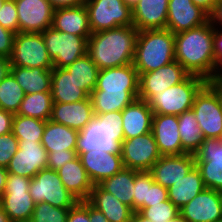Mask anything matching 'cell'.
<instances>
[{
    "label": "cell",
    "mask_w": 222,
    "mask_h": 222,
    "mask_svg": "<svg viewBox=\"0 0 222 222\" xmlns=\"http://www.w3.org/2000/svg\"><path fill=\"white\" fill-rule=\"evenodd\" d=\"M138 94L139 74L133 64L100 70L90 94L94 114L122 111Z\"/></svg>",
    "instance_id": "6da1fadb"
},
{
    "label": "cell",
    "mask_w": 222,
    "mask_h": 222,
    "mask_svg": "<svg viewBox=\"0 0 222 222\" xmlns=\"http://www.w3.org/2000/svg\"><path fill=\"white\" fill-rule=\"evenodd\" d=\"M175 35V60L190 74L214 81V25L202 26Z\"/></svg>",
    "instance_id": "7a4b0ae2"
},
{
    "label": "cell",
    "mask_w": 222,
    "mask_h": 222,
    "mask_svg": "<svg viewBox=\"0 0 222 222\" xmlns=\"http://www.w3.org/2000/svg\"><path fill=\"white\" fill-rule=\"evenodd\" d=\"M138 33L134 25L94 32L87 54L100 70L133 64Z\"/></svg>",
    "instance_id": "3957f363"
},
{
    "label": "cell",
    "mask_w": 222,
    "mask_h": 222,
    "mask_svg": "<svg viewBox=\"0 0 222 222\" xmlns=\"http://www.w3.org/2000/svg\"><path fill=\"white\" fill-rule=\"evenodd\" d=\"M175 60V35L168 29L138 33L133 65L138 74L152 72Z\"/></svg>",
    "instance_id": "277c9868"
},
{
    "label": "cell",
    "mask_w": 222,
    "mask_h": 222,
    "mask_svg": "<svg viewBox=\"0 0 222 222\" xmlns=\"http://www.w3.org/2000/svg\"><path fill=\"white\" fill-rule=\"evenodd\" d=\"M207 83L197 75H189L181 83L153 95L147 102L154 114L176 115L192 109L195 95Z\"/></svg>",
    "instance_id": "5b68a950"
},
{
    "label": "cell",
    "mask_w": 222,
    "mask_h": 222,
    "mask_svg": "<svg viewBox=\"0 0 222 222\" xmlns=\"http://www.w3.org/2000/svg\"><path fill=\"white\" fill-rule=\"evenodd\" d=\"M192 110L205 138H222V94L207 82L195 95Z\"/></svg>",
    "instance_id": "8992f818"
},
{
    "label": "cell",
    "mask_w": 222,
    "mask_h": 222,
    "mask_svg": "<svg viewBox=\"0 0 222 222\" xmlns=\"http://www.w3.org/2000/svg\"><path fill=\"white\" fill-rule=\"evenodd\" d=\"M29 193L36 204L46 202L59 208H71L79 201L65 188L58 172L50 168L42 169L31 179Z\"/></svg>",
    "instance_id": "52a82bcc"
},
{
    "label": "cell",
    "mask_w": 222,
    "mask_h": 222,
    "mask_svg": "<svg viewBox=\"0 0 222 222\" xmlns=\"http://www.w3.org/2000/svg\"><path fill=\"white\" fill-rule=\"evenodd\" d=\"M31 179L8 173L6 188L0 199L11 222H30L36 203L30 193Z\"/></svg>",
    "instance_id": "ba28073f"
},
{
    "label": "cell",
    "mask_w": 222,
    "mask_h": 222,
    "mask_svg": "<svg viewBox=\"0 0 222 222\" xmlns=\"http://www.w3.org/2000/svg\"><path fill=\"white\" fill-rule=\"evenodd\" d=\"M92 33L133 25L132 9L123 0H85Z\"/></svg>",
    "instance_id": "9c48e42d"
},
{
    "label": "cell",
    "mask_w": 222,
    "mask_h": 222,
    "mask_svg": "<svg viewBox=\"0 0 222 222\" xmlns=\"http://www.w3.org/2000/svg\"><path fill=\"white\" fill-rule=\"evenodd\" d=\"M42 37L53 67L65 68L87 53L85 37L60 32L53 27L44 30Z\"/></svg>",
    "instance_id": "30bf717a"
},
{
    "label": "cell",
    "mask_w": 222,
    "mask_h": 222,
    "mask_svg": "<svg viewBox=\"0 0 222 222\" xmlns=\"http://www.w3.org/2000/svg\"><path fill=\"white\" fill-rule=\"evenodd\" d=\"M11 66L23 68L53 69V61L49 57L42 33H21L15 35Z\"/></svg>",
    "instance_id": "8fae6325"
},
{
    "label": "cell",
    "mask_w": 222,
    "mask_h": 222,
    "mask_svg": "<svg viewBox=\"0 0 222 222\" xmlns=\"http://www.w3.org/2000/svg\"><path fill=\"white\" fill-rule=\"evenodd\" d=\"M120 153L123 166L138 171H149L162 156L152 131L122 140Z\"/></svg>",
    "instance_id": "7c38bea8"
},
{
    "label": "cell",
    "mask_w": 222,
    "mask_h": 222,
    "mask_svg": "<svg viewBox=\"0 0 222 222\" xmlns=\"http://www.w3.org/2000/svg\"><path fill=\"white\" fill-rule=\"evenodd\" d=\"M194 155L205 187L222 189V138H205Z\"/></svg>",
    "instance_id": "4fadbf2b"
},
{
    "label": "cell",
    "mask_w": 222,
    "mask_h": 222,
    "mask_svg": "<svg viewBox=\"0 0 222 222\" xmlns=\"http://www.w3.org/2000/svg\"><path fill=\"white\" fill-rule=\"evenodd\" d=\"M190 74L176 61L139 75L138 98L148 101L153 95L184 81Z\"/></svg>",
    "instance_id": "5bb4252c"
},
{
    "label": "cell",
    "mask_w": 222,
    "mask_h": 222,
    "mask_svg": "<svg viewBox=\"0 0 222 222\" xmlns=\"http://www.w3.org/2000/svg\"><path fill=\"white\" fill-rule=\"evenodd\" d=\"M121 141L113 128L95 116L94 120L79 132L76 152L78 156L91 150L120 153Z\"/></svg>",
    "instance_id": "9a60e30c"
},
{
    "label": "cell",
    "mask_w": 222,
    "mask_h": 222,
    "mask_svg": "<svg viewBox=\"0 0 222 222\" xmlns=\"http://www.w3.org/2000/svg\"><path fill=\"white\" fill-rule=\"evenodd\" d=\"M19 32L42 33L52 27L54 8L48 0H15Z\"/></svg>",
    "instance_id": "2e32d148"
},
{
    "label": "cell",
    "mask_w": 222,
    "mask_h": 222,
    "mask_svg": "<svg viewBox=\"0 0 222 222\" xmlns=\"http://www.w3.org/2000/svg\"><path fill=\"white\" fill-rule=\"evenodd\" d=\"M18 142L19 149L10 160L7 172L32 179L39 171L47 168L48 153L39 142Z\"/></svg>",
    "instance_id": "e0dca14e"
},
{
    "label": "cell",
    "mask_w": 222,
    "mask_h": 222,
    "mask_svg": "<svg viewBox=\"0 0 222 222\" xmlns=\"http://www.w3.org/2000/svg\"><path fill=\"white\" fill-rule=\"evenodd\" d=\"M208 21L209 15L191 0H169L166 29L173 34L197 28Z\"/></svg>",
    "instance_id": "ac0fdd59"
},
{
    "label": "cell",
    "mask_w": 222,
    "mask_h": 222,
    "mask_svg": "<svg viewBox=\"0 0 222 222\" xmlns=\"http://www.w3.org/2000/svg\"><path fill=\"white\" fill-rule=\"evenodd\" d=\"M187 222H217L222 218V204L217 190L205 188L179 209Z\"/></svg>",
    "instance_id": "d6986e66"
},
{
    "label": "cell",
    "mask_w": 222,
    "mask_h": 222,
    "mask_svg": "<svg viewBox=\"0 0 222 222\" xmlns=\"http://www.w3.org/2000/svg\"><path fill=\"white\" fill-rule=\"evenodd\" d=\"M195 166V155H164L149 170L153 180L164 188L171 187Z\"/></svg>",
    "instance_id": "ffe728a7"
},
{
    "label": "cell",
    "mask_w": 222,
    "mask_h": 222,
    "mask_svg": "<svg viewBox=\"0 0 222 222\" xmlns=\"http://www.w3.org/2000/svg\"><path fill=\"white\" fill-rule=\"evenodd\" d=\"M152 133L159 153L162 156L186 154L182 149L178 116L154 114L152 119Z\"/></svg>",
    "instance_id": "44dd1931"
},
{
    "label": "cell",
    "mask_w": 222,
    "mask_h": 222,
    "mask_svg": "<svg viewBox=\"0 0 222 222\" xmlns=\"http://www.w3.org/2000/svg\"><path fill=\"white\" fill-rule=\"evenodd\" d=\"M79 158L93 185H98L124 168L121 153L91 150L81 153Z\"/></svg>",
    "instance_id": "7402d4cb"
},
{
    "label": "cell",
    "mask_w": 222,
    "mask_h": 222,
    "mask_svg": "<svg viewBox=\"0 0 222 222\" xmlns=\"http://www.w3.org/2000/svg\"><path fill=\"white\" fill-rule=\"evenodd\" d=\"M95 118L90 96L75 103H53L51 121L77 131L85 129Z\"/></svg>",
    "instance_id": "603a6c76"
},
{
    "label": "cell",
    "mask_w": 222,
    "mask_h": 222,
    "mask_svg": "<svg viewBox=\"0 0 222 222\" xmlns=\"http://www.w3.org/2000/svg\"><path fill=\"white\" fill-rule=\"evenodd\" d=\"M153 111L147 101L135 99L122 110L123 140L152 131Z\"/></svg>",
    "instance_id": "cb8c5ba5"
},
{
    "label": "cell",
    "mask_w": 222,
    "mask_h": 222,
    "mask_svg": "<svg viewBox=\"0 0 222 222\" xmlns=\"http://www.w3.org/2000/svg\"><path fill=\"white\" fill-rule=\"evenodd\" d=\"M169 0H139L132 8L133 25L138 31L165 29Z\"/></svg>",
    "instance_id": "d4e9b609"
},
{
    "label": "cell",
    "mask_w": 222,
    "mask_h": 222,
    "mask_svg": "<svg viewBox=\"0 0 222 222\" xmlns=\"http://www.w3.org/2000/svg\"><path fill=\"white\" fill-rule=\"evenodd\" d=\"M52 27L60 32L85 37L87 40L92 34L85 4L54 9Z\"/></svg>",
    "instance_id": "484cf974"
},
{
    "label": "cell",
    "mask_w": 222,
    "mask_h": 222,
    "mask_svg": "<svg viewBox=\"0 0 222 222\" xmlns=\"http://www.w3.org/2000/svg\"><path fill=\"white\" fill-rule=\"evenodd\" d=\"M57 172L65 188L71 194L79 201L88 200L94 185L89 179L79 156L66 163Z\"/></svg>",
    "instance_id": "4316f807"
},
{
    "label": "cell",
    "mask_w": 222,
    "mask_h": 222,
    "mask_svg": "<svg viewBox=\"0 0 222 222\" xmlns=\"http://www.w3.org/2000/svg\"><path fill=\"white\" fill-rule=\"evenodd\" d=\"M51 93L53 103H75L89 97L65 68L58 67L52 69Z\"/></svg>",
    "instance_id": "83f0119b"
},
{
    "label": "cell",
    "mask_w": 222,
    "mask_h": 222,
    "mask_svg": "<svg viewBox=\"0 0 222 222\" xmlns=\"http://www.w3.org/2000/svg\"><path fill=\"white\" fill-rule=\"evenodd\" d=\"M87 201L101 211L109 222H130L134 212L114 195L104 191L99 185L93 186Z\"/></svg>",
    "instance_id": "f1b7e54d"
},
{
    "label": "cell",
    "mask_w": 222,
    "mask_h": 222,
    "mask_svg": "<svg viewBox=\"0 0 222 222\" xmlns=\"http://www.w3.org/2000/svg\"><path fill=\"white\" fill-rule=\"evenodd\" d=\"M78 136L79 131L47 120L41 144L47 153L76 151Z\"/></svg>",
    "instance_id": "f546056e"
},
{
    "label": "cell",
    "mask_w": 222,
    "mask_h": 222,
    "mask_svg": "<svg viewBox=\"0 0 222 222\" xmlns=\"http://www.w3.org/2000/svg\"><path fill=\"white\" fill-rule=\"evenodd\" d=\"M10 73L25 94L51 93L52 69L11 66Z\"/></svg>",
    "instance_id": "4dcf8cb0"
},
{
    "label": "cell",
    "mask_w": 222,
    "mask_h": 222,
    "mask_svg": "<svg viewBox=\"0 0 222 222\" xmlns=\"http://www.w3.org/2000/svg\"><path fill=\"white\" fill-rule=\"evenodd\" d=\"M196 165L182 179L168 188L169 200L180 209L205 189Z\"/></svg>",
    "instance_id": "1f68e13d"
},
{
    "label": "cell",
    "mask_w": 222,
    "mask_h": 222,
    "mask_svg": "<svg viewBox=\"0 0 222 222\" xmlns=\"http://www.w3.org/2000/svg\"><path fill=\"white\" fill-rule=\"evenodd\" d=\"M138 170L122 168L98 185L133 210L134 180Z\"/></svg>",
    "instance_id": "d6a6232c"
},
{
    "label": "cell",
    "mask_w": 222,
    "mask_h": 222,
    "mask_svg": "<svg viewBox=\"0 0 222 222\" xmlns=\"http://www.w3.org/2000/svg\"><path fill=\"white\" fill-rule=\"evenodd\" d=\"M179 134L182 142V149L186 153L195 154L204 141L198 121L192 109L178 116Z\"/></svg>",
    "instance_id": "836d02e7"
},
{
    "label": "cell",
    "mask_w": 222,
    "mask_h": 222,
    "mask_svg": "<svg viewBox=\"0 0 222 222\" xmlns=\"http://www.w3.org/2000/svg\"><path fill=\"white\" fill-rule=\"evenodd\" d=\"M65 69L73 76L79 87L90 96L91 92L96 88L100 69L89 55L86 53L72 64L66 66Z\"/></svg>",
    "instance_id": "e575fe53"
},
{
    "label": "cell",
    "mask_w": 222,
    "mask_h": 222,
    "mask_svg": "<svg viewBox=\"0 0 222 222\" xmlns=\"http://www.w3.org/2000/svg\"><path fill=\"white\" fill-rule=\"evenodd\" d=\"M52 105V93L25 94L17 114L47 121L51 118Z\"/></svg>",
    "instance_id": "d590c367"
},
{
    "label": "cell",
    "mask_w": 222,
    "mask_h": 222,
    "mask_svg": "<svg viewBox=\"0 0 222 222\" xmlns=\"http://www.w3.org/2000/svg\"><path fill=\"white\" fill-rule=\"evenodd\" d=\"M45 125L46 121L44 120L14 114L12 133L18 140L41 143Z\"/></svg>",
    "instance_id": "8d00e7d4"
},
{
    "label": "cell",
    "mask_w": 222,
    "mask_h": 222,
    "mask_svg": "<svg viewBox=\"0 0 222 222\" xmlns=\"http://www.w3.org/2000/svg\"><path fill=\"white\" fill-rule=\"evenodd\" d=\"M24 97V90L9 73L0 82V109L17 114Z\"/></svg>",
    "instance_id": "74e56055"
},
{
    "label": "cell",
    "mask_w": 222,
    "mask_h": 222,
    "mask_svg": "<svg viewBox=\"0 0 222 222\" xmlns=\"http://www.w3.org/2000/svg\"><path fill=\"white\" fill-rule=\"evenodd\" d=\"M70 208L54 207L49 203H37L30 222H66Z\"/></svg>",
    "instance_id": "f35d334b"
},
{
    "label": "cell",
    "mask_w": 222,
    "mask_h": 222,
    "mask_svg": "<svg viewBox=\"0 0 222 222\" xmlns=\"http://www.w3.org/2000/svg\"><path fill=\"white\" fill-rule=\"evenodd\" d=\"M138 212L152 222H168L179 214V209L167 200L150 207H143Z\"/></svg>",
    "instance_id": "ab89813d"
},
{
    "label": "cell",
    "mask_w": 222,
    "mask_h": 222,
    "mask_svg": "<svg viewBox=\"0 0 222 222\" xmlns=\"http://www.w3.org/2000/svg\"><path fill=\"white\" fill-rule=\"evenodd\" d=\"M0 25L13 33L19 32L18 13L14 0H5L0 9Z\"/></svg>",
    "instance_id": "60d3db41"
},
{
    "label": "cell",
    "mask_w": 222,
    "mask_h": 222,
    "mask_svg": "<svg viewBox=\"0 0 222 222\" xmlns=\"http://www.w3.org/2000/svg\"><path fill=\"white\" fill-rule=\"evenodd\" d=\"M19 149L18 139L12 132L0 136V167L7 168Z\"/></svg>",
    "instance_id": "b9f144b4"
},
{
    "label": "cell",
    "mask_w": 222,
    "mask_h": 222,
    "mask_svg": "<svg viewBox=\"0 0 222 222\" xmlns=\"http://www.w3.org/2000/svg\"><path fill=\"white\" fill-rule=\"evenodd\" d=\"M169 200L168 189L157 184L149 171H147V194L145 207L156 205L160 202Z\"/></svg>",
    "instance_id": "7bdbcfd3"
},
{
    "label": "cell",
    "mask_w": 222,
    "mask_h": 222,
    "mask_svg": "<svg viewBox=\"0 0 222 222\" xmlns=\"http://www.w3.org/2000/svg\"><path fill=\"white\" fill-rule=\"evenodd\" d=\"M147 194V171H139L134 180L133 211L145 207Z\"/></svg>",
    "instance_id": "ee69618b"
},
{
    "label": "cell",
    "mask_w": 222,
    "mask_h": 222,
    "mask_svg": "<svg viewBox=\"0 0 222 222\" xmlns=\"http://www.w3.org/2000/svg\"><path fill=\"white\" fill-rule=\"evenodd\" d=\"M77 156V152L71 150L68 152H49L47 168L58 171L66 163L74 160Z\"/></svg>",
    "instance_id": "f6af8a7d"
},
{
    "label": "cell",
    "mask_w": 222,
    "mask_h": 222,
    "mask_svg": "<svg viewBox=\"0 0 222 222\" xmlns=\"http://www.w3.org/2000/svg\"><path fill=\"white\" fill-rule=\"evenodd\" d=\"M66 222H90L89 221V202L78 201L69 209Z\"/></svg>",
    "instance_id": "bcb514c9"
},
{
    "label": "cell",
    "mask_w": 222,
    "mask_h": 222,
    "mask_svg": "<svg viewBox=\"0 0 222 222\" xmlns=\"http://www.w3.org/2000/svg\"><path fill=\"white\" fill-rule=\"evenodd\" d=\"M214 53H215V71L214 81L222 78V31L214 26L213 37ZM221 70V71H220Z\"/></svg>",
    "instance_id": "7dc6e473"
},
{
    "label": "cell",
    "mask_w": 222,
    "mask_h": 222,
    "mask_svg": "<svg viewBox=\"0 0 222 222\" xmlns=\"http://www.w3.org/2000/svg\"><path fill=\"white\" fill-rule=\"evenodd\" d=\"M100 121L113 128L115 133L123 140L122 111L107 112L96 116Z\"/></svg>",
    "instance_id": "c3c4849f"
},
{
    "label": "cell",
    "mask_w": 222,
    "mask_h": 222,
    "mask_svg": "<svg viewBox=\"0 0 222 222\" xmlns=\"http://www.w3.org/2000/svg\"><path fill=\"white\" fill-rule=\"evenodd\" d=\"M15 35V33L0 25V56L10 58Z\"/></svg>",
    "instance_id": "681fc988"
},
{
    "label": "cell",
    "mask_w": 222,
    "mask_h": 222,
    "mask_svg": "<svg viewBox=\"0 0 222 222\" xmlns=\"http://www.w3.org/2000/svg\"><path fill=\"white\" fill-rule=\"evenodd\" d=\"M13 116V113L0 109V136L12 132Z\"/></svg>",
    "instance_id": "f907efd6"
},
{
    "label": "cell",
    "mask_w": 222,
    "mask_h": 222,
    "mask_svg": "<svg viewBox=\"0 0 222 222\" xmlns=\"http://www.w3.org/2000/svg\"><path fill=\"white\" fill-rule=\"evenodd\" d=\"M54 9L75 7L85 4V0H48Z\"/></svg>",
    "instance_id": "816d5d0a"
},
{
    "label": "cell",
    "mask_w": 222,
    "mask_h": 222,
    "mask_svg": "<svg viewBox=\"0 0 222 222\" xmlns=\"http://www.w3.org/2000/svg\"><path fill=\"white\" fill-rule=\"evenodd\" d=\"M209 21L216 27L222 26V0H219L215 5L212 13L209 15ZM218 23V24H217Z\"/></svg>",
    "instance_id": "f5cc1de1"
},
{
    "label": "cell",
    "mask_w": 222,
    "mask_h": 222,
    "mask_svg": "<svg viewBox=\"0 0 222 222\" xmlns=\"http://www.w3.org/2000/svg\"><path fill=\"white\" fill-rule=\"evenodd\" d=\"M195 5L210 15L219 0H191Z\"/></svg>",
    "instance_id": "db71d44e"
},
{
    "label": "cell",
    "mask_w": 222,
    "mask_h": 222,
    "mask_svg": "<svg viewBox=\"0 0 222 222\" xmlns=\"http://www.w3.org/2000/svg\"><path fill=\"white\" fill-rule=\"evenodd\" d=\"M89 221L90 222H109L104 214L89 203Z\"/></svg>",
    "instance_id": "11a10c76"
},
{
    "label": "cell",
    "mask_w": 222,
    "mask_h": 222,
    "mask_svg": "<svg viewBox=\"0 0 222 222\" xmlns=\"http://www.w3.org/2000/svg\"><path fill=\"white\" fill-rule=\"evenodd\" d=\"M10 70V59L0 56V82L10 73Z\"/></svg>",
    "instance_id": "9f6ffc18"
},
{
    "label": "cell",
    "mask_w": 222,
    "mask_h": 222,
    "mask_svg": "<svg viewBox=\"0 0 222 222\" xmlns=\"http://www.w3.org/2000/svg\"><path fill=\"white\" fill-rule=\"evenodd\" d=\"M8 172L7 168L0 167V199L5 191Z\"/></svg>",
    "instance_id": "6f0895ef"
},
{
    "label": "cell",
    "mask_w": 222,
    "mask_h": 222,
    "mask_svg": "<svg viewBox=\"0 0 222 222\" xmlns=\"http://www.w3.org/2000/svg\"><path fill=\"white\" fill-rule=\"evenodd\" d=\"M130 222H152V221L142 216L138 211H134L132 213Z\"/></svg>",
    "instance_id": "680465c9"
},
{
    "label": "cell",
    "mask_w": 222,
    "mask_h": 222,
    "mask_svg": "<svg viewBox=\"0 0 222 222\" xmlns=\"http://www.w3.org/2000/svg\"><path fill=\"white\" fill-rule=\"evenodd\" d=\"M0 222H11L9 216L5 213L1 204H0Z\"/></svg>",
    "instance_id": "91938a15"
},
{
    "label": "cell",
    "mask_w": 222,
    "mask_h": 222,
    "mask_svg": "<svg viewBox=\"0 0 222 222\" xmlns=\"http://www.w3.org/2000/svg\"><path fill=\"white\" fill-rule=\"evenodd\" d=\"M168 222H187V220L179 213L174 218L170 219Z\"/></svg>",
    "instance_id": "94428289"
},
{
    "label": "cell",
    "mask_w": 222,
    "mask_h": 222,
    "mask_svg": "<svg viewBox=\"0 0 222 222\" xmlns=\"http://www.w3.org/2000/svg\"><path fill=\"white\" fill-rule=\"evenodd\" d=\"M124 3L131 9L138 3L139 0H123Z\"/></svg>",
    "instance_id": "6125c7cd"
},
{
    "label": "cell",
    "mask_w": 222,
    "mask_h": 222,
    "mask_svg": "<svg viewBox=\"0 0 222 222\" xmlns=\"http://www.w3.org/2000/svg\"><path fill=\"white\" fill-rule=\"evenodd\" d=\"M222 94V78L212 82Z\"/></svg>",
    "instance_id": "be15d7a7"
},
{
    "label": "cell",
    "mask_w": 222,
    "mask_h": 222,
    "mask_svg": "<svg viewBox=\"0 0 222 222\" xmlns=\"http://www.w3.org/2000/svg\"><path fill=\"white\" fill-rule=\"evenodd\" d=\"M218 192H219V194H220L221 204H222V189H220Z\"/></svg>",
    "instance_id": "e7e4bbea"
},
{
    "label": "cell",
    "mask_w": 222,
    "mask_h": 222,
    "mask_svg": "<svg viewBox=\"0 0 222 222\" xmlns=\"http://www.w3.org/2000/svg\"><path fill=\"white\" fill-rule=\"evenodd\" d=\"M4 2H5V0H0V9H1Z\"/></svg>",
    "instance_id": "03108f58"
}]
</instances>
